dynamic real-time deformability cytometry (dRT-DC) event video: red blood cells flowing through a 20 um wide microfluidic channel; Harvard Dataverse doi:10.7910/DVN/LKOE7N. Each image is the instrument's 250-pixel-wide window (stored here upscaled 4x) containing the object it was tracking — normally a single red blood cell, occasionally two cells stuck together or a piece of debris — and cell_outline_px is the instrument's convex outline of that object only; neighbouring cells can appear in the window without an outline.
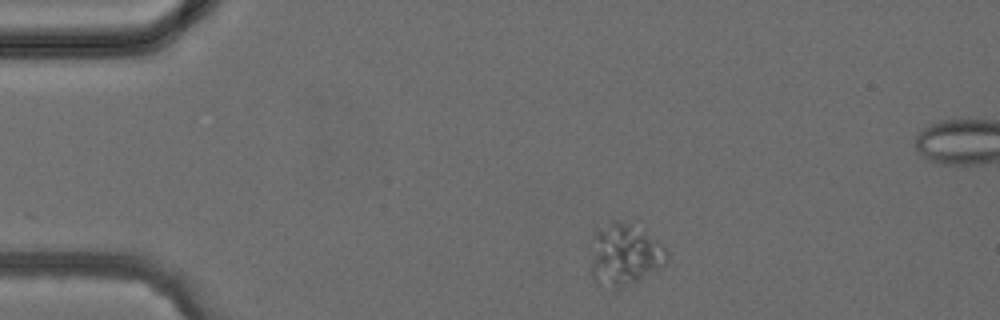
{"species": "common noctule bat (a hibernating species)", "species_latin": "Nyctalus noctula", "temperature_condition": "cold", "stored_images_in_passage": 3, "camera_frame_rate_fps": 3000, "um_per_image_px": 0.085, "animal": {"sex": "female", "body_mass_g": 24.6, "forearm_length_mm": 56.2}, "frame": {"image": 1, "passage_image": 1, "time_ms": 0.0, "image_size_px": [1000, 320], "cell_outline_px": [[668, 264], [664, 268], [636, 280], [612, 288], [596, 280], [592, 276], [592, 260], [596, 224], [612, 220], [628, 224], [644, 232], [664, 244], [668, 252]], "centroid_in_image_um": [53.14, 21.59], "position_along_channel_um": 31.9, "area_um2": 26.99}}